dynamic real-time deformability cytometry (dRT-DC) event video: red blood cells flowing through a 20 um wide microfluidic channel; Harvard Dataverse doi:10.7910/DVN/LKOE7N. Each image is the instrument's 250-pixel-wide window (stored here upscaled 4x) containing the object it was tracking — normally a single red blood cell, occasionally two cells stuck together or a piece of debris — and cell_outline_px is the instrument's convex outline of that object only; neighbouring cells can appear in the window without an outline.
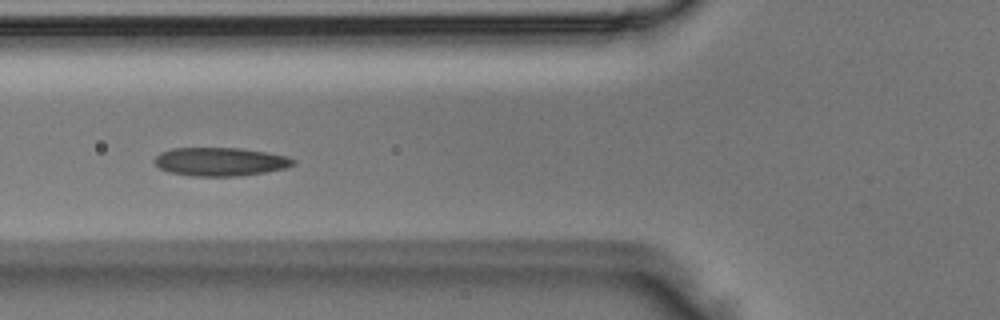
{"species": "Egyptian fruit bat (a non-hibernating species)", "species_latin": "Rousettus aegyptiacus", "temperature_condition": "room temperature", "stored_images_in_passage": 3, "camera_frame_rate_fps": 3000, "um_per_image_px": 0.085, "animal": {"sex": "male"}, "frame": {"image": 1, "passage_image": 2, "time_ms": 0.333, "image_size_px": [1000, 320], "cell_outline_px": [[296, 164], [288, 168], [240, 176], [188, 176], [168, 172], [160, 168], [152, 160], [160, 152], [172, 148], [240, 148], [288, 156], [296, 160]], "centroid_in_image_um": [18.72, 13.75], "position_along_channel_um": 107.1, "area_um2": 23.24}}
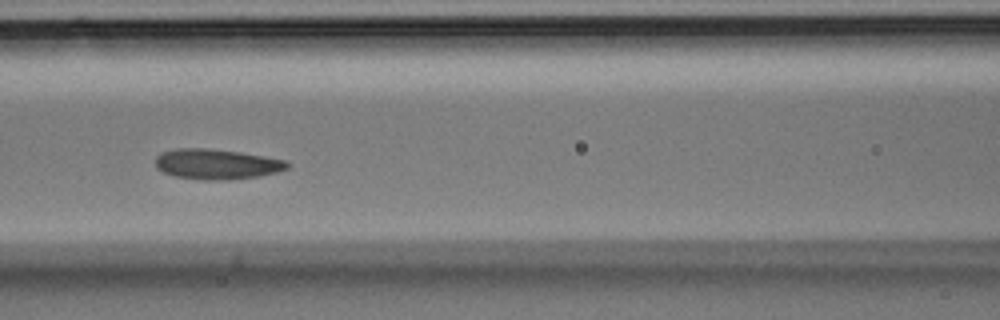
{"frame": {"image": 2, "passage_image": 3, "time_ms": 0.667, "image_size_px": [1000, 320], "cell_outline_px": [[292, 164], [288, 168], [276, 172], [260, 176], [228, 180], [204, 180], [176, 176], [164, 172], [156, 168], [156, 156], [160, 152], [176, 148], [208, 148], [240, 152], [288, 160]], "centroid_in_image_um": [18.44, 13.94], "position_along_channel_um": 148.2, "area_um2": 23.47}}